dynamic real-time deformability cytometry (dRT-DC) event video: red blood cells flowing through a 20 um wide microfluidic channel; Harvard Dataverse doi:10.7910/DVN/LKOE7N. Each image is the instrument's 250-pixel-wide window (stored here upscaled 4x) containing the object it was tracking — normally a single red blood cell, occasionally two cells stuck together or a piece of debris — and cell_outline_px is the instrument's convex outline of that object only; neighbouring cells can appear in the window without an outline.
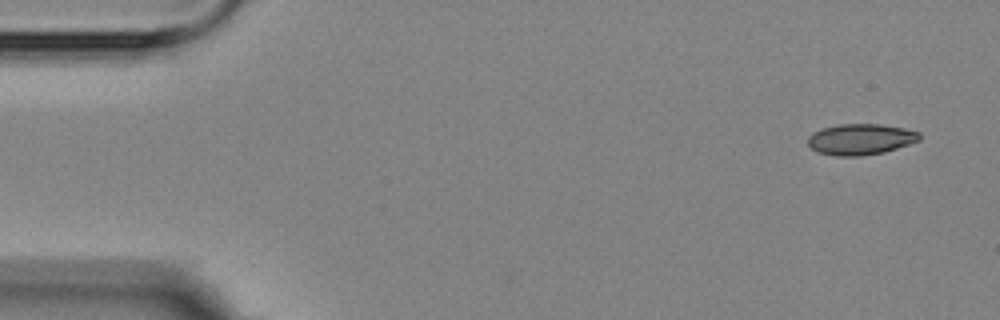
{"species": "Egyptian fruit bat (a non-hibernating species)", "species_latin": "Rousettus aegyptiacus", "temperature_condition": "room temperature", "stored_images_in_passage": 6, "camera_frame_rate_fps": 3000, "um_per_image_px": 0.085, "animal": {"sex": "female"}, "frame": {"image": 1, "passage_image": 1, "time_ms": 0.0, "image_size_px": [1000, 320], "cell_outline_px": [[920, 140], [884, 152], [860, 156], [836, 156], [816, 152], [808, 144], [808, 136], [812, 132], [824, 128], [840, 124], [880, 124], [904, 128], [920, 132]], "centroid_in_image_um": [73.13, 11.84], "position_along_channel_um": 11.9, "area_um2": 20.11}}
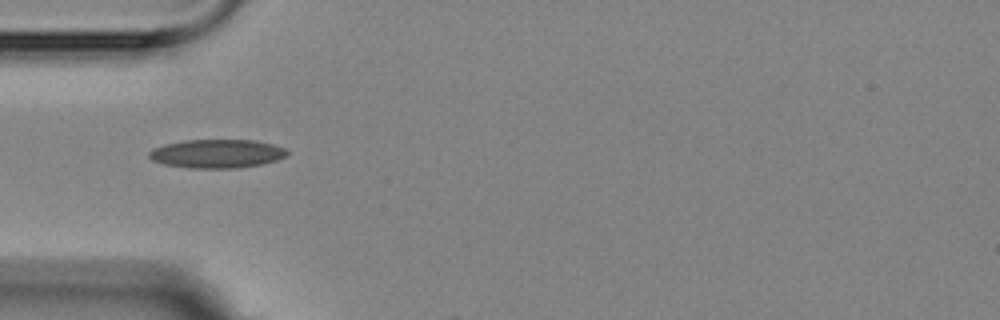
{"frame": {"image": 2, "passage_image": 5, "time_ms": 4.667, "image_size_px": [1000, 320], "cell_outline_px": [[288, 156], [276, 160], [260, 164], [236, 168], [188, 168], [164, 164], [152, 160], [148, 156], [148, 152], [152, 148], [164, 144], [184, 140], [256, 140], [272, 144], [284, 148], [288, 152]], "centroid_in_image_um": [18.41, 13.06], "position_along_channel_um": 66.6, "area_um2": 23.12}}